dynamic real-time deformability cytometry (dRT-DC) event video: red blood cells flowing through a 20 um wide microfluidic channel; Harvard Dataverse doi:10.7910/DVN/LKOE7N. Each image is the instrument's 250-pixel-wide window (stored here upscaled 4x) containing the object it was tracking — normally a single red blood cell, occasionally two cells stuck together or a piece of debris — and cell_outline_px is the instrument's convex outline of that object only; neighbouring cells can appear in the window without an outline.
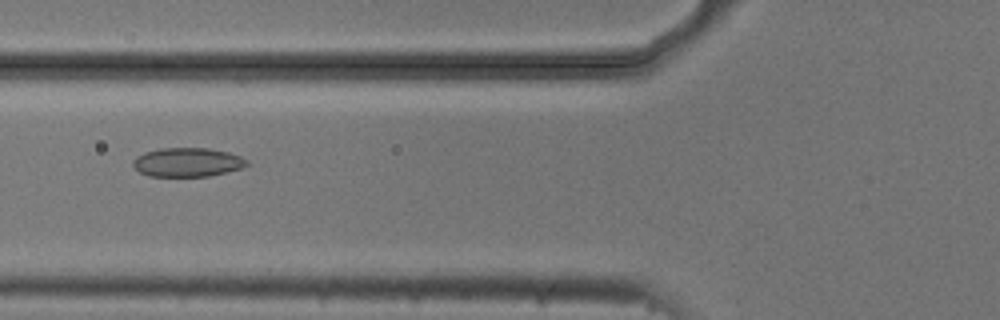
{"species": "common noctule bat (a hibernating species)", "species_latin": "Nyctalus noctula", "temperature_condition": "cold", "stored_images_in_passage": 31, "camera_frame_rate_fps": 3000, "um_per_image_px": 0.085, "animal": {"sex": "male", "body_mass_g": 20.5, "forearm_length_mm": 52.5}, "frame": {"image": 1, "passage_image": 10, "time_ms": 3.0, "image_size_px": [1000, 320], "cell_outline_px": [[248, 164], [244, 168], [228, 172], [208, 176], [148, 176], [140, 172], [132, 164], [132, 160], [136, 156], [144, 152], [160, 148], [208, 148], [228, 152], [240, 156], [248, 160]], "centroid_in_image_um": [15.94, 13.79], "position_along_channel_um": 109.9, "area_um2": 19.36}}
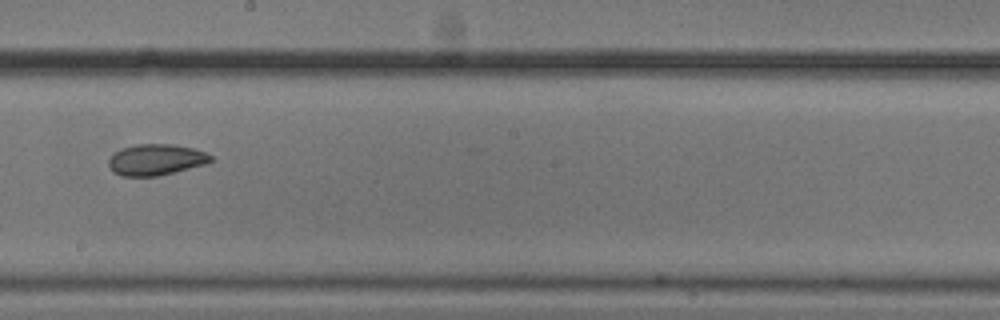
{"frame": {"image": 2, "passage_image": 20, "time_ms": 6.333, "image_size_px": [1000, 320], "cell_outline_px": [[212, 160], [208, 164], [156, 176], [120, 176], [112, 172], [108, 164], [108, 160], [120, 148], [136, 144], [172, 144], [192, 148], [204, 152], [212, 156]], "centroid_in_image_um": [13.24, 13.58], "position_along_channel_um": 235.0, "area_um2": 18.55}}
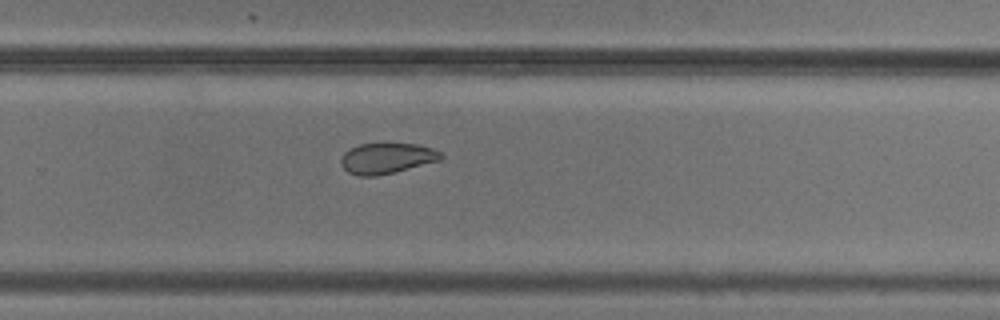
{"frame": {"image": 3, "passage_image": 25, "time_ms": 8.0, "image_size_px": [1000, 320], "cell_outline_px": [[444, 156], [440, 160], [376, 176], [360, 176], [348, 172], [340, 164], [340, 160], [344, 152], [360, 144], [416, 144], [432, 148], [440, 152]], "centroid_in_image_um": [32.85, 13.45], "position_along_channel_um": 296.9, "area_um2": 17.51}, "authors_computed_cell_mechanics": {"area_um2": 18.7272, "velocity_mm_per_s": 3.7372, "shape_relaxation_time_tau1_ms": null, "shape_relaxation_time_tau2_ms": 3.3336, "deformation_change_tau1": null, "deformation_change_tau2": 0.0615}}